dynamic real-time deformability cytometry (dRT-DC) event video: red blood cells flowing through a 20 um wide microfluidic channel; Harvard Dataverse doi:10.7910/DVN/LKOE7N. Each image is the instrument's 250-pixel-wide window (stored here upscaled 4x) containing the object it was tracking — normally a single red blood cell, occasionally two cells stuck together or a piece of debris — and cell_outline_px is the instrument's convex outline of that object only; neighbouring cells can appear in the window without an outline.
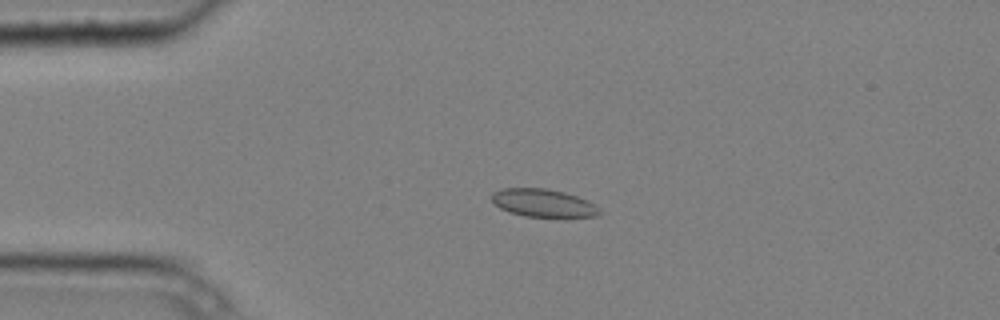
{"species": "common noctule bat (a hibernating species)", "species_latin": "Nyctalus noctula", "temperature_condition": "cold", "stored_images_in_passage": 4, "camera_frame_rate_fps": 3000, "um_per_image_px": 0.085, "animal": {"sex": "male", "body_mass_g": 20.4}, "frame": {"image": 1, "passage_image": 2, "time_ms": 0.333, "image_size_px": [1000, 320], "cell_outline_px": [[600, 212], [596, 216], [564, 220], [524, 216], [508, 212], [500, 208], [492, 200], [492, 192], [504, 188], [548, 188], [564, 192], [588, 200], [596, 204], [600, 208]], "centroid_in_image_um": [46.26, 17.31], "position_along_channel_um": 38.7, "area_um2": 18.44}}